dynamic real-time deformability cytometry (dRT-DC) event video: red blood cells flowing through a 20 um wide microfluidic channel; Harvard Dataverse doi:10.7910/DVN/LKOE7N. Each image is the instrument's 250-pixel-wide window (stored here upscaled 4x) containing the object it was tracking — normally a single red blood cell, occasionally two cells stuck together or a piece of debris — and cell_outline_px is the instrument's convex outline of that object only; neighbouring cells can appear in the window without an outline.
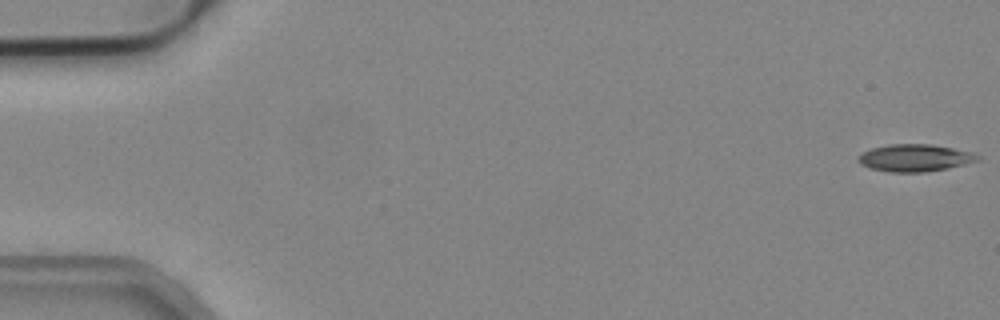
{"species": "common noctule bat (a hibernating species)", "species_latin": "Nyctalus noctula", "temperature_condition": "cold", "stored_images_in_passage": 52, "camera_frame_rate_fps": 3000, "um_per_image_px": 0.085, "animal": {"sex": "male", "body_mass_g": 19.2, "forearm_length_mm": 51.8}, "frame": {"image": 1, "passage_image": 1, "time_ms": 0.0, "image_size_px": [1000, 320], "cell_outline_px": [[980, 160], [948, 168], [924, 172], [888, 172], [868, 168], [860, 164], [856, 160], [856, 156], [860, 152], [872, 148], [888, 144], [932, 144], [972, 152], [980, 156]], "centroid_in_image_um": [77.7, 13.42], "position_along_channel_um": 7.3, "area_um2": 19.19}}
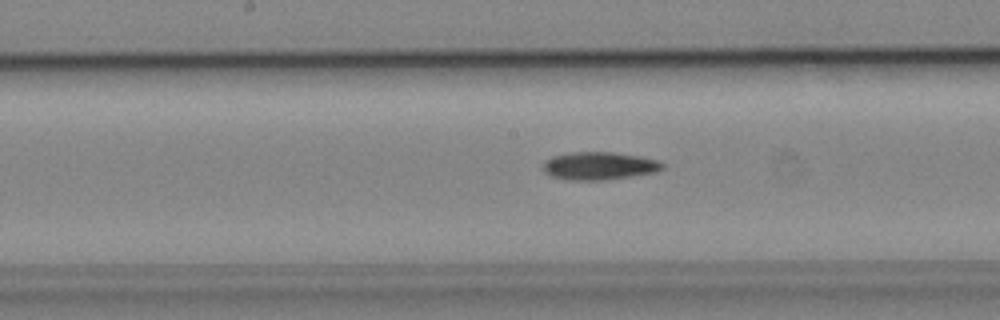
{"frame": {"image": 2, "passage_image": 27, "time_ms": 8.667, "image_size_px": [1000, 320], "cell_outline_px": [[664, 168], [656, 172], [632, 176], [604, 180], [568, 180], [552, 176], [544, 172], [544, 160], [552, 156], [568, 152], [612, 152], [640, 156], [656, 160], [664, 164]], "centroid_in_image_um": [50.92, 14.09], "position_along_channel_um": 197.3, "area_um2": 19.42}}
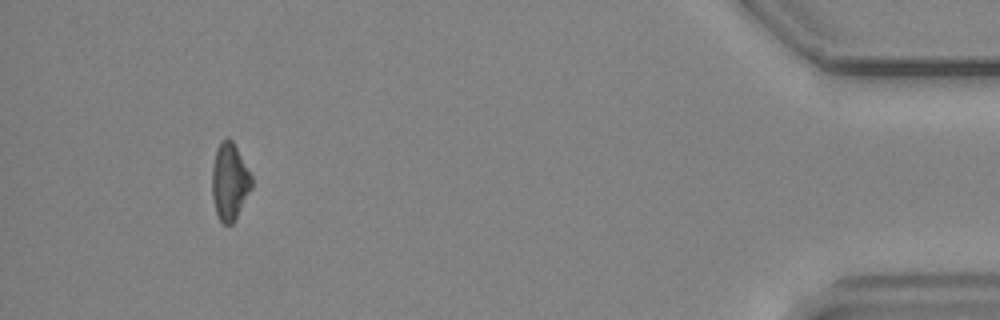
{"frame": {"image": 3, "passage_image": 49, "time_ms": 16.0, "image_size_px": [1000, 320], "cell_outline_px": [[252, 188], [232, 224], [224, 224], [220, 220], [216, 212], [212, 196], [212, 168], [216, 148], [220, 140], [232, 140], [252, 176]], "centroid_in_image_um": [19.51, 15.43], "position_along_channel_um": 415.7, "area_um2": 17.57}, "authors_computed_cell_mechanics": {"area_um2": 18.8717, "velocity_mm_per_s": 3.9162, "shape_relaxation_time_tau1_ms": 10.1829, "shape_relaxation_time_tau2_ms": null, "deformation_change_tau1": 0.2034, "deformation_change_tau2": null}}